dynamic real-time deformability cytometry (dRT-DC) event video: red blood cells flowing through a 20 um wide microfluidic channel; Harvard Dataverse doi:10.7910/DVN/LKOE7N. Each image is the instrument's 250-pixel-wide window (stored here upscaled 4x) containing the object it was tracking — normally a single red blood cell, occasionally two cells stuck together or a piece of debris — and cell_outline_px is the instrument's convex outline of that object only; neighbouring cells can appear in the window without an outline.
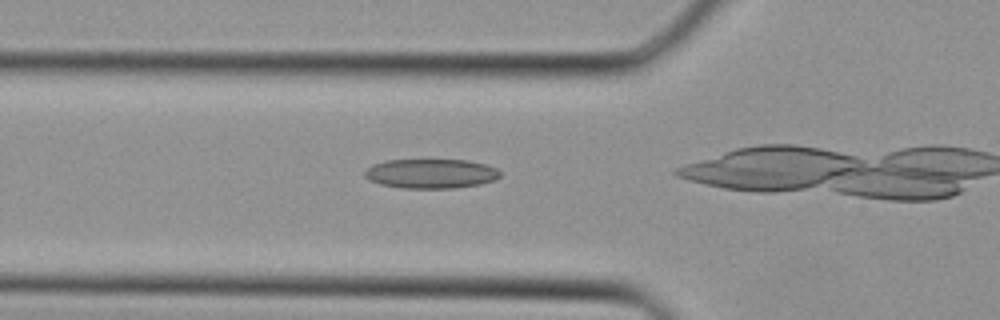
{"species": "Egyptian fruit bat (a non-hibernating species)", "species_latin": "Rousettus aegyptiacus", "temperature_condition": "cold", "stored_images_in_passage": 10, "camera_frame_rate_fps": 3000, "um_per_image_px": 0.085, "animal": {"sex": "female"}, "frame": {"image": 1, "passage_image": 4, "time_ms": 1.0, "image_size_px": [1000, 320], "cell_outline_px": [[500, 176], [496, 180], [480, 184], [452, 188], [404, 188], [380, 184], [368, 180], [364, 176], [364, 172], [372, 164], [388, 160], [468, 160], [484, 164], [496, 168], [500, 172]], "centroid_in_image_um": [36.62, 14.76], "position_along_channel_um": 89.2, "area_um2": 23.24}}